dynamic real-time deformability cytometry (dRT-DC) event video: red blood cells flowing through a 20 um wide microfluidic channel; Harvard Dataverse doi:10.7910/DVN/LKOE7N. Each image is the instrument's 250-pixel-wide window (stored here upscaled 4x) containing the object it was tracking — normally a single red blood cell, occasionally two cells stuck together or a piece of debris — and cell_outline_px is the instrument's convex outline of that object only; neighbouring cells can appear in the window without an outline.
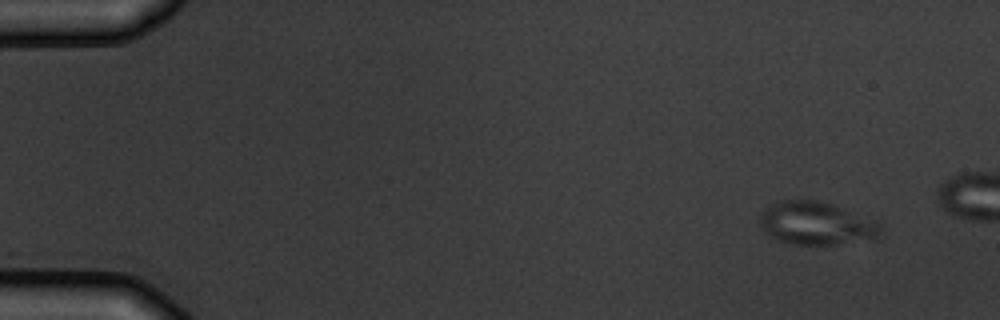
{"species": "common noctule bat (a hibernating species)", "species_latin": "Nyctalus noctula", "temperature_condition": "warm", "stored_images_in_passage": 4, "camera_frame_rate_fps": 3000, "um_per_image_px": 0.085, "animal": {"sex": "male", "body_mass_g": 19.5, "forearm_length_mm": 54.6}, "frame": {"image": 1, "passage_image": 1, "time_ms": 0.0, "image_size_px": [1000, 320], "cell_outline_px": [[880, 232], [876, 236], [836, 244], [792, 244], [776, 240], [768, 236], [764, 232], [760, 220], [760, 216], [772, 204], [780, 200], [812, 200], [832, 204], [880, 224]], "centroid_in_image_um": [69.28, 18.99], "position_along_channel_um": 15.7, "area_um2": 29.19}}